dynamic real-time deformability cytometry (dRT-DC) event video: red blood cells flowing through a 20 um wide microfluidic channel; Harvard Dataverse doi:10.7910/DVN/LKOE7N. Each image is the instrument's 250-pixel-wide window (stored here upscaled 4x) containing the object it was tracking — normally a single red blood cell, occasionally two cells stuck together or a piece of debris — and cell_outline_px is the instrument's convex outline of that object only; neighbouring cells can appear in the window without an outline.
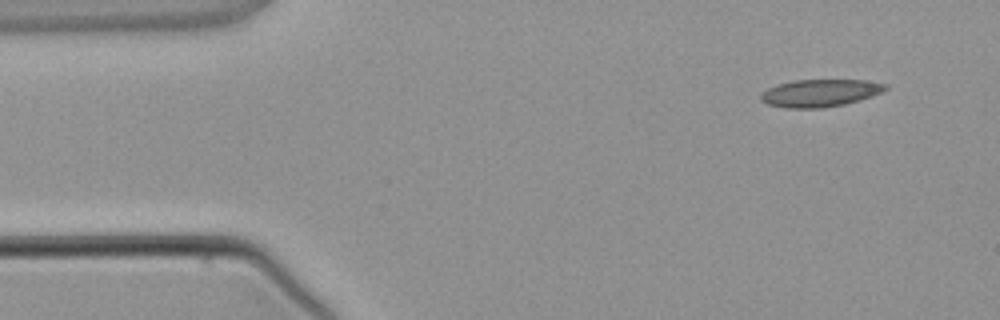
{"species": "common noctule bat (a hibernating species)", "species_latin": "Nyctalus noctula", "temperature_condition": "warm", "stored_images_in_passage": 3, "camera_frame_rate_fps": 3000, "um_per_image_px": 0.085, "animal": {"sex": "male", "body_mass_g": 21.5, "forearm_length_mm": 52.0}, "frame": {"image": 1, "passage_image": 1, "time_ms": 0.0, "image_size_px": [1000, 320], "cell_outline_px": [[888, 88], [872, 96], [860, 100], [844, 104], [820, 108], [784, 108], [768, 104], [760, 100], [760, 96], [768, 88], [792, 80], [864, 80], [888, 84]], "centroid_in_image_um": [69.71, 7.91], "position_along_channel_um": 15.3, "area_um2": 19.83}}
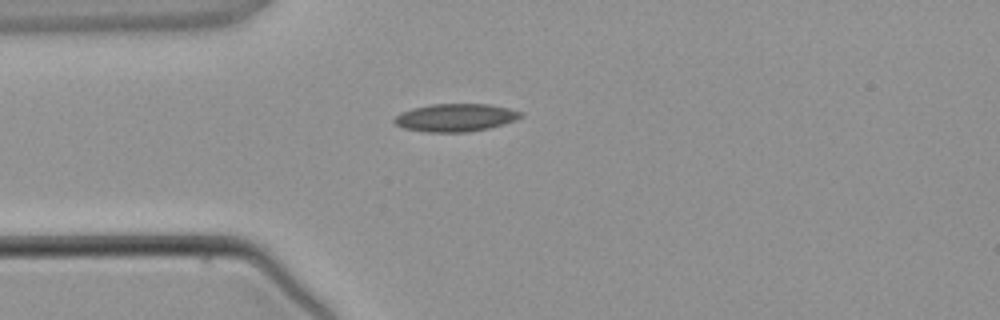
{"frame": {"image": 2, "passage_image": 3, "time_ms": 2.333, "image_size_px": [1000, 320], "cell_outline_px": [[524, 116], [516, 120], [488, 128], [468, 132], [428, 132], [404, 128], [396, 124], [392, 120], [396, 116], [412, 108], [432, 104], [488, 104], [508, 108], [524, 112]], "centroid_in_image_um": [38.75, 9.99], "position_along_channel_um": 46.2, "area_um2": 20.4}}